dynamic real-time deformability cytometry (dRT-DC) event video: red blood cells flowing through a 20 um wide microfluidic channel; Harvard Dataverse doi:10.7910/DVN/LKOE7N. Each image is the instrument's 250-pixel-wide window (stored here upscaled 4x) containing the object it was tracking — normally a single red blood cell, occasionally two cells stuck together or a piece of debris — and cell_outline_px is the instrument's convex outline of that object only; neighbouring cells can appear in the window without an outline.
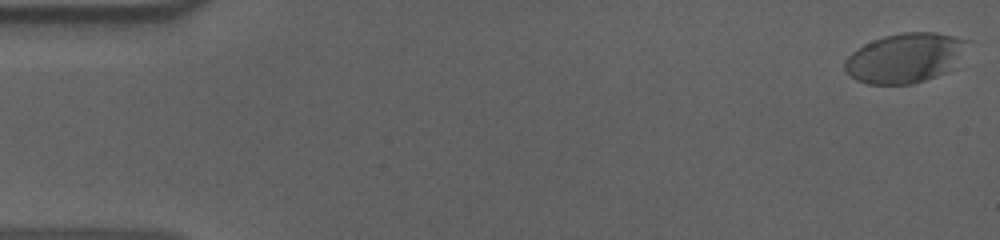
{"species": "human", "species_latin": "Homo sapiens", "temperature_condition": "cold", "stored_images_in_passage": 57, "camera_frame_rate_fps": 3000, "um_per_image_px": 0.085, "donor": {"sex": "male"}, "frame": {"image": 1, "passage_image": 1, "time_ms": 0.0, "image_size_px": [1000, 240], "cell_outline_px": [[976, 40], [948, 72], [912, 84], [868, 84], [856, 80], [844, 68], [844, 60], [852, 52], [864, 44], [884, 36], [904, 32], [936, 32]], "centroid_in_image_um": [77.02, 4.9], "position_along_channel_um": 8.0, "area_um2": 35.95}}
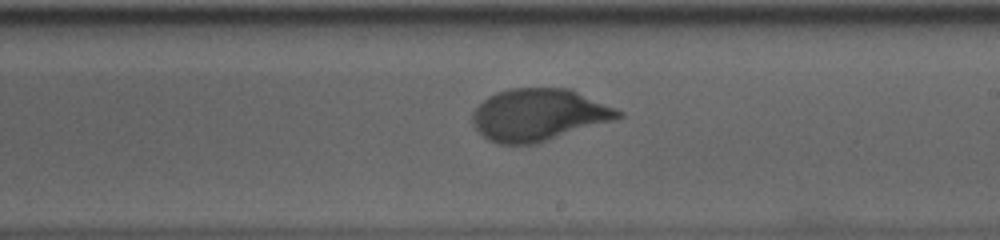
{"frame": {"image": 2, "passage_image": 33, "time_ms": 10.667, "image_size_px": [1000, 240], "cell_outline_px": [[624, 116], [616, 120], [536, 144], [496, 144], [488, 140], [472, 124], [472, 112], [488, 96], [496, 92], [512, 88], [572, 88], [616, 108], [624, 112]], "centroid_in_image_um": [45.83, 9.76], "position_along_channel_um": 243.2, "area_um2": 44.68}}
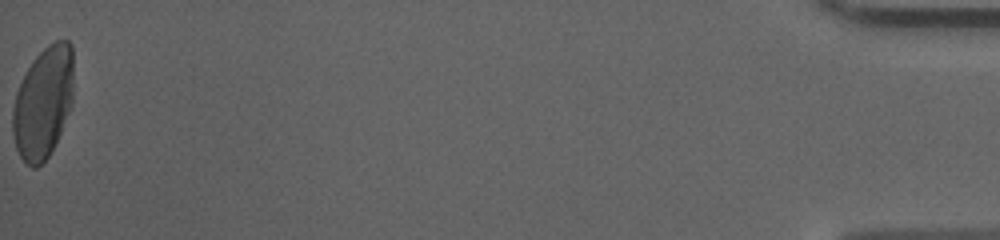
{"frame": {"image": 3, "passage_image": 57, "time_ms": 18.667, "image_size_px": [1000, 240], "cell_outline_px": [[72, 104], [60, 132], [48, 156], [36, 168], [32, 168], [20, 156], [16, 148], [12, 132], [12, 108], [16, 92], [32, 60], [48, 44], [56, 40], [68, 40], [72, 44]], "centroid_in_image_um": [3.66, 8.7], "position_along_channel_um": 431.5, "area_um2": 39.3}, "authors_computed_cell_mechanics": {"area_um2": 42.772, "velocity_mm_per_s": 3.6008, "shape_relaxation_time_tau1_ms": 4.8946, "shape_relaxation_time_tau2_ms": null, "deformation_change_tau1": 0.1897, "deformation_change_tau2": null}}